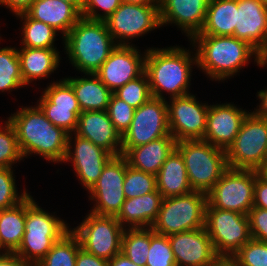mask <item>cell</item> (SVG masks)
<instances>
[{
  "label": "cell",
  "mask_w": 267,
  "mask_h": 266,
  "mask_svg": "<svg viewBox=\"0 0 267 266\" xmlns=\"http://www.w3.org/2000/svg\"><path fill=\"white\" fill-rule=\"evenodd\" d=\"M189 41L196 49L197 67L210 80L234 77L252 56L259 67H267V61L252 46L234 36L195 35Z\"/></svg>",
  "instance_id": "cell-1"
},
{
  "label": "cell",
  "mask_w": 267,
  "mask_h": 266,
  "mask_svg": "<svg viewBox=\"0 0 267 266\" xmlns=\"http://www.w3.org/2000/svg\"><path fill=\"white\" fill-rule=\"evenodd\" d=\"M7 119L14 126L23 158L34 153L49 162H64L69 133L53 125L37 105L20 107Z\"/></svg>",
  "instance_id": "cell-2"
},
{
  "label": "cell",
  "mask_w": 267,
  "mask_h": 266,
  "mask_svg": "<svg viewBox=\"0 0 267 266\" xmlns=\"http://www.w3.org/2000/svg\"><path fill=\"white\" fill-rule=\"evenodd\" d=\"M194 65L197 66V59L196 53L192 50L177 45L148 48L144 72L148 78L152 97L166 99L163 92H167L170 98L192 94L189 88Z\"/></svg>",
  "instance_id": "cell-3"
},
{
  "label": "cell",
  "mask_w": 267,
  "mask_h": 266,
  "mask_svg": "<svg viewBox=\"0 0 267 266\" xmlns=\"http://www.w3.org/2000/svg\"><path fill=\"white\" fill-rule=\"evenodd\" d=\"M63 39L69 63L84 74H95L117 46L105 21L83 17Z\"/></svg>",
  "instance_id": "cell-4"
},
{
  "label": "cell",
  "mask_w": 267,
  "mask_h": 266,
  "mask_svg": "<svg viewBox=\"0 0 267 266\" xmlns=\"http://www.w3.org/2000/svg\"><path fill=\"white\" fill-rule=\"evenodd\" d=\"M70 230L63 219L43 210L29 194L26 197L25 233L14 253L23 261L35 266Z\"/></svg>",
  "instance_id": "cell-5"
},
{
  "label": "cell",
  "mask_w": 267,
  "mask_h": 266,
  "mask_svg": "<svg viewBox=\"0 0 267 266\" xmlns=\"http://www.w3.org/2000/svg\"><path fill=\"white\" fill-rule=\"evenodd\" d=\"M187 170L193 191L208 193L228 169L225 150L202 139L176 143Z\"/></svg>",
  "instance_id": "cell-6"
},
{
  "label": "cell",
  "mask_w": 267,
  "mask_h": 266,
  "mask_svg": "<svg viewBox=\"0 0 267 266\" xmlns=\"http://www.w3.org/2000/svg\"><path fill=\"white\" fill-rule=\"evenodd\" d=\"M206 206L207 194L200 191L163 198L151 228L165 236L200 229L205 225Z\"/></svg>",
  "instance_id": "cell-7"
},
{
  "label": "cell",
  "mask_w": 267,
  "mask_h": 266,
  "mask_svg": "<svg viewBox=\"0 0 267 266\" xmlns=\"http://www.w3.org/2000/svg\"><path fill=\"white\" fill-rule=\"evenodd\" d=\"M225 152L228 168L257 170L267 161V119L249 112Z\"/></svg>",
  "instance_id": "cell-8"
},
{
  "label": "cell",
  "mask_w": 267,
  "mask_h": 266,
  "mask_svg": "<svg viewBox=\"0 0 267 266\" xmlns=\"http://www.w3.org/2000/svg\"><path fill=\"white\" fill-rule=\"evenodd\" d=\"M256 170L228 168L207 193L206 208L248 215L254 203Z\"/></svg>",
  "instance_id": "cell-9"
},
{
  "label": "cell",
  "mask_w": 267,
  "mask_h": 266,
  "mask_svg": "<svg viewBox=\"0 0 267 266\" xmlns=\"http://www.w3.org/2000/svg\"><path fill=\"white\" fill-rule=\"evenodd\" d=\"M205 230L217 255H234L250 239L248 215L206 208Z\"/></svg>",
  "instance_id": "cell-10"
},
{
  "label": "cell",
  "mask_w": 267,
  "mask_h": 266,
  "mask_svg": "<svg viewBox=\"0 0 267 266\" xmlns=\"http://www.w3.org/2000/svg\"><path fill=\"white\" fill-rule=\"evenodd\" d=\"M80 225L71 228L78 237L81 248L97 257L110 260L121 252L124 227L115 216L88 213Z\"/></svg>",
  "instance_id": "cell-11"
},
{
  "label": "cell",
  "mask_w": 267,
  "mask_h": 266,
  "mask_svg": "<svg viewBox=\"0 0 267 266\" xmlns=\"http://www.w3.org/2000/svg\"><path fill=\"white\" fill-rule=\"evenodd\" d=\"M167 100L151 97L135 109L129 129L122 135L121 155L129 149L171 135Z\"/></svg>",
  "instance_id": "cell-12"
},
{
  "label": "cell",
  "mask_w": 267,
  "mask_h": 266,
  "mask_svg": "<svg viewBox=\"0 0 267 266\" xmlns=\"http://www.w3.org/2000/svg\"><path fill=\"white\" fill-rule=\"evenodd\" d=\"M104 21L117 45H130L129 40L161 27L159 3L137 5L122 2Z\"/></svg>",
  "instance_id": "cell-13"
},
{
  "label": "cell",
  "mask_w": 267,
  "mask_h": 266,
  "mask_svg": "<svg viewBox=\"0 0 267 266\" xmlns=\"http://www.w3.org/2000/svg\"><path fill=\"white\" fill-rule=\"evenodd\" d=\"M128 162L123 155L113 156L104 166L98 181L88 191L90 200L96 201L91 213L117 216L125 202L124 179Z\"/></svg>",
  "instance_id": "cell-14"
},
{
  "label": "cell",
  "mask_w": 267,
  "mask_h": 266,
  "mask_svg": "<svg viewBox=\"0 0 267 266\" xmlns=\"http://www.w3.org/2000/svg\"><path fill=\"white\" fill-rule=\"evenodd\" d=\"M195 97L188 94L170 98L167 102L169 130L177 142L204 137L209 105Z\"/></svg>",
  "instance_id": "cell-15"
},
{
  "label": "cell",
  "mask_w": 267,
  "mask_h": 266,
  "mask_svg": "<svg viewBox=\"0 0 267 266\" xmlns=\"http://www.w3.org/2000/svg\"><path fill=\"white\" fill-rule=\"evenodd\" d=\"M49 84L36 105L53 125L74 133L82 111L72 86L64 78Z\"/></svg>",
  "instance_id": "cell-16"
},
{
  "label": "cell",
  "mask_w": 267,
  "mask_h": 266,
  "mask_svg": "<svg viewBox=\"0 0 267 266\" xmlns=\"http://www.w3.org/2000/svg\"><path fill=\"white\" fill-rule=\"evenodd\" d=\"M139 51L133 44L117 45L95 73L112 93L144 72L146 50Z\"/></svg>",
  "instance_id": "cell-17"
},
{
  "label": "cell",
  "mask_w": 267,
  "mask_h": 266,
  "mask_svg": "<svg viewBox=\"0 0 267 266\" xmlns=\"http://www.w3.org/2000/svg\"><path fill=\"white\" fill-rule=\"evenodd\" d=\"M73 138L74 142H72ZM73 143L74 145H72ZM112 157V154L96 146L90 140L75 133L68 135L67 153L64 162L71 161L76 177L79 178L86 190L89 191L98 181L104 166Z\"/></svg>",
  "instance_id": "cell-18"
},
{
  "label": "cell",
  "mask_w": 267,
  "mask_h": 266,
  "mask_svg": "<svg viewBox=\"0 0 267 266\" xmlns=\"http://www.w3.org/2000/svg\"><path fill=\"white\" fill-rule=\"evenodd\" d=\"M233 36L247 42L267 61V7L261 0H237Z\"/></svg>",
  "instance_id": "cell-19"
},
{
  "label": "cell",
  "mask_w": 267,
  "mask_h": 266,
  "mask_svg": "<svg viewBox=\"0 0 267 266\" xmlns=\"http://www.w3.org/2000/svg\"><path fill=\"white\" fill-rule=\"evenodd\" d=\"M248 113L231 103L209 105L206 130L202 140L226 151L235 141Z\"/></svg>",
  "instance_id": "cell-20"
},
{
  "label": "cell",
  "mask_w": 267,
  "mask_h": 266,
  "mask_svg": "<svg viewBox=\"0 0 267 266\" xmlns=\"http://www.w3.org/2000/svg\"><path fill=\"white\" fill-rule=\"evenodd\" d=\"M176 266H207L216 256L205 227L168 236Z\"/></svg>",
  "instance_id": "cell-21"
},
{
  "label": "cell",
  "mask_w": 267,
  "mask_h": 266,
  "mask_svg": "<svg viewBox=\"0 0 267 266\" xmlns=\"http://www.w3.org/2000/svg\"><path fill=\"white\" fill-rule=\"evenodd\" d=\"M161 27L177 25L188 39L200 33L206 19L209 0H158Z\"/></svg>",
  "instance_id": "cell-22"
},
{
  "label": "cell",
  "mask_w": 267,
  "mask_h": 266,
  "mask_svg": "<svg viewBox=\"0 0 267 266\" xmlns=\"http://www.w3.org/2000/svg\"><path fill=\"white\" fill-rule=\"evenodd\" d=\"M74 133L113 156L121 155L122 136L110 120L107 110L81 112Z\"/></svg>",
  "instance_id": "cell-23"
},
{
  "label": "cell",
  "mask_w": 267,
  "mask_h": 266,
  "mask_svg": "<svg viewBox=\"0 0 267 266\" xmlns=\"http://www.w3.org/2000/svg\"><path fill=\"white\" fill-rule=\"evenodd\" d=\"M26 13L32 19L61 32L62 39L82 18V14L73 5L61 0H35Z\"/></svg>",
  "instance_id": "cell-24"
},
{
  "label": "cell",
  "mask_w": 267,
  "mask_h": 266,
  "mask_svg": "<svg viewBox=\"0 0 267 266\" xmlns=\"http://www.w3.org/2000/svg\"><path fill=\"white\" fill-rule=\"evenodd\" d=\"M177 141L172 135H166L129 149L123 156L128 165L146 173L157 175L162 164L176 148Z\"/></svg>",
  "instance_id": "cell-25"
},
{
  "label": "cell",
  "mask_w": 267,
  "mask_h": 266,
  "mask_svg": "<svg viewBox=\"0 0 267 266\" xmlns=\"http://www.w3.org/2000/svg\"><path fill=\"white\" fill-rule=\"evenodd\" d=\"M163 201L156 190L143 196L125 199L116 219L126 229L152 227ZM128 224V225H127Z\"/></svg>",
  "instance_id": "cell-26"
},
{
  "label": "cell",
  "mask_w": 267,
  "mask_h": 266,
  "mask_svg": "<svg viewBox=\"0 0 267 266\" xmlns=\"http://www.w3.org/2000/svg\"><path fill=\"white\" fill-rule=\"evenodd\" d=\"M17 51L25 86L34 80L49 77L59 67L61 57L57 48L20 47Z\"/></svg>",
  "instance_id": "cell-27"
},
{
  "label": "cell",
  "mask_w": 267,
  "mask_h": 266,
  "mask_svg": "<svg viewBox=\"0 0 267 266\" xmlns=\"http://www.w3.org/2000/svg\"><path fill=\"white\" fill-rule=\"evenodd\" d=\"M157 190L163 198L180 196L192 190L184 160L175 148L156 175Z\"/></svg>",
  "instance_id": "cell-28"
},
{
  "label": "cell",
  "mask_w": 267,
  "mask_h": 266,
  "mask_svg": "<svg viewBox=\"0 0 267 266\" xmlns=\"http://www.w3.org/2000/svg\"><path fill=\"white\" fill-rule=\"evenodd\" d=\"M85 76L64 78L72 86L81 111L107 110L113 93L96 74L87 73Z\"/></svg>",
  "instance_id": "cell-29"
},
{
  "label": "cell",
  "mask_w": 267,
  "mask_h": 266,
  "mask_svg": "<svg viewBox=\"0 0 267 266\" xmlns=\"http://www.w3.org/2000/svg\"><path fill=\"white\" fill-rule=\"evenodd\" d=\"M237 24V0H209L206 19L196 35L233 36Z\"/></svg>",
  "instance_id": "cell-30"
},
{
  "label": "cell",
  "mask_w": 267,
  "mask_h": 266,
  "mask_svg": "<svg viewBox=\"0 0 267 266\" xmlns=\"http://www.w3.org/2000/svg\"><path fill=\"white\" fill-rule=\"evenodd\" d=\"M26 198L18 205L0 211V252L14 253L25 233Z\"/></svg>",
  "instance_id": "cell-31"
},
{
  "label": "cell",
  "mask_w": 267,
  "mask_h": 266,
  "mask_svg": "<svg viewBox=\"0 0 267 266\" xmlns=\"http://www.w3.org/2000/svg\"><path fill=\"white\" fill-rule=\"evenodd\" d=\"M21 18L23 26L22 33V47L29 48H56L54 45L57 31L51 26L32 19L27 13L16 15Z\"/></svg>",
  "instance_id": "cell-32"
},
{
  "label": "cell",
  "mask_w": 267,
  "mask_h": 266,
  "mask_svg": "<svg viewBox=\"0 0 267 266\" xmlns=\"http://www.w3.org/2000/svg\"><path fill=\"white\" fill-rule=\"evenodd\" d=\"M151 244V227L126 228L121 240V252L138 266H146Z\"/></svg>",
  "instance_id": "cell-33"
},
{
  "label": "cell",
  "mask_w": 267,
  "mask_h": 266,
  "mask_svg": "<svg viewBox=\"0 0 267 266\" xmlns=\"http://www.w3.org/2000/svg\"><path fill=\"white\" fill-rule=\"evenodd\" d=\"M81 248L78 237L70 230L58 240L45 257L35 266H75Z\"/></svg>",
  "instance_id": "cell-34"
},
{
  "label": "cell",
  "mask_w": 267,
  "mask_h": 266,
  "mask_svg": "<svg viewBox=\"0 0 267 266\" xmlns=\"http://www.w3.org/2000/svg\"><path fill=\"white\" fill-rule=\"evenodd\" d=\"M23 86L17 48H0V91L11 92Z\"/></svg>",
  "instance_id": "cell-35"
},
{
  "label": "cell",
  "mask_w": 267,
  "mask_h": 266,
  "mask_svg": "<svg viewBox=\"0 0 267 266\" xmlns=\"http://www.w3.org/2000/svg\"><path fill=\"white\" fill-rule=\"evenodd\" d=\"M123 186L126 199L143 196L157 190L156 176L128 165Z\"/></svg>",
  "instance_id": "cell-36"
},
{
  "label": "cell",
  "mask_w": 267,
  "mask_h": 266,
  "mask_svg": "<svg viewBox=\"0 0 267 266\" xmlns=\"http://www.w3.org/2000/svg\"><path fill=\"white\" fill-rule=\"evenodd\" d=\"M4 126H0V168H13V164L21 161L17 134L14 126L6 120Z\"/></svg>",
  "instance_id": "cell-37"
},
{
  "label": "cell",
  "mask_w": 267,
  "mask_h": 266,
  "mask_svg": "<svg viewBox=\"0 0 267 266\" xmlns=\"http://www.w3.org/2000/svg\"><path fill=\"white\" fill-rule=\"evenodd\" d=\"M114 94L135 109L140 107L152 97L148 78L145 72H143L139 77L127 82L115 91Z\"/></svg>",
  "instance_id": "cell-38"
},
{
  "label": "cell",
  "mask_w": 267,
  "mask_h": 266,
  "mask_svg": "<svg viewBox=\"0 0 267 266\" xmlns=\"http://www.w3.org/2000/svg\"><path fill=\"white\" fill-rule=\"evenodd\" d=\"M146 266H176L168 236L155 233L152 228Z\"/></svg>",
  "instance_id": "cell-39"
},
{
  "label": "cell",
  "mask_w": 267,
  "mask_h": 266,
  "mask_svg": "<svg viewBox=\"0 0 267 266\" xmlns=\"http://www.w3.org/2000/svg\"><path fill=\"white\" fill-rule=\"evenodd\" d=\"M12 168H0V211L18 205L29 193L26 189L19 195Z\"/></svg>",
  "instance_id": "cell-40"
},
{
  "label": "cell",
  "mask_w": 267,
  "mask_h": 266,
  "mask_svg": "<svg viewBox=\"0 0 267 266\" xmlns=\"http://www.w3.org/2000/svg\"><path fill=\"white\" fill-rule=\"evenodd\" d=\"M234 256L239 266H267V242L251 238Z\"/></svg>",
  "instance_id": "cell-41"
},
{
  "label": "cell",
  "mask_w": 267,
  "mask_h": 266,
  "mask_svg": "<svg viewBox=\"0 0 267 266\" xmlns=\"http://www.w3.org/2000/svg\"><path fill=\"white\" fill-rule=\"evenodd\" d=\"M135 108L118 98L114 93L110 98L107 112L116 130L122 135L129 129Z\"/></svg>",
  "instance_id": "cell-42"
},
{
  "label": "cell",
  "mask_w": 267,
  "mask_h": 266,
  "mask_svg": "<svg viewBox=\"0 0 267 266\" xmlns=\"http://www.w3.org/2000/svg\"><path fill=\"white\" fill-rule=\"evenodd\" d=\"M121 3V0H84L82 17L89 20L104 21ZM100 8L103 11L102 13L98 11Z\"/></svg>",
  "instance_id": "cell-43"
},
{
  "label": "cell",
  "mask_w": 267,
  "mask_h": 266,
  "mask_svg": "<svg viewBox=\"0 0 267 266\" xmlns=\"http://www.w3.org/2000/svg\"><path fill=\"white\" fill-rule=\"evenodd\" d=\"M248 217L251 238L267 242V209L252 207Z\"/></svg>",
  "instance_id": "cell-44"
},
{
  "label": "cell",
  "mask_w": 267,
  "mask_h": 266,
  "mask_svg": "<svg viewBox=\"0 0 267 266\" xmlns=\"http://www.w3.org/2000/svg\"><path fill=\"white\" fill-rule=\"evenodd\" d=\"M253 207L267 209V182L258 175L254 185V203Z\"/></svg>",
  "instance_id": "cell-45"
},
{
  "label": "cell",
  "mask_w": 267,
  "mask_h": 266,
  "mask_svg": "<svg viewBox=\"0 0 267 266\" xmlns=\"http://www.w3.org/2000/svg\"><path fill=\"white\" fill-rule=\"evenodd\" d=\"M75 266H109V264L108 260L97 257L83 248H80L77 253Z\"/></svg>",
  "instance_id": "cell-46"
},
{
  "label": "cell",
  "mask_w": 267,
  "mask_h": 266,
  "mask_svg": "<svg viewBox=\"0 0 267 266\" xmlns=\"http://www.w3.org/2000/svg\"><path fill=\"white\" fill-rule=\"evenodd\" d=\"M35 0H0V5L9 8L15 15L26 13Z\"/></svg>",
  "instance_id": "cell-47"
},
{
  "label": "cell",
  "mask_w": 267,
  "mask_h": 266,
  "mask_svg": "<svg viewBox=\"0 0 267 266\" xmlns=\"http://www.w3.org/2000/svg\"><path fill=\"white\" fill-rule=\"evenodd\" d=\"M0 266H34L23 261L15 253L0 252Z\"/></svg>",
  "instance_id": "cell-48"
},
{
  "label": "cell",
  "mask_w": 267,
  "mask_h": 266,
  "mask_svg": "<svg viewBox=\"0 0 267 266\" xmlns=\"http://www.w3.org/2000/svg\"><path fill=\"white\" fill-rule=\"evenodd\" d=\"M207 266H239L234 255H217Z\"/></svg>",
  "instance_id": "cell-49"
},
{
  "label": "cell",
  "mask_w": 267,
  "mask_h": 266,
  "mask_svg": "<svg viewBox=\"0 0 267 266\" xmlns=\"http://www.w3.org/2000/svg\"><path fill=\"white\" fill-rule=\"evenodd\" d=\"M257 97L260 99V105L256 106L253 112L263 118L267 119V89L258 92Z\"/></svg>",
  "instance_id": "cell-50"
},
{
  "label": "cell",
  "mask_w": 267,
  "mask_h": 266,
  "mask_svg": "<svg viewBox=\"0 0 267 266\" xmlns=\"http://www.w3.org/2000/svg\"><path fill=\"white\" fill-rule=\"evenodd\" d=\"M109 266H138L129 260V258L122 252L115 255L112 259L108 261Z\"/></svg>",
  "instance_id": "cell-51"
},
{
  "label": "cell",
  "mask_w": 267,
  "mask_h": 266,
  "mask_svg": "<svg viewBox=\"0 0 267 266\" xmlns=\"http://www.w3.org/2000/svg\"><path fill=\"white\" fill-rule=\"evenodd\" d=\"M121 2L137 5H154L155 3H159L158 0H121Z\"/></svg>",
  "instance_id": "cell-52"
},
{
  "label": "cell",
  "mask_w": 267,
  "mask_h": 266,
  "mask_svg": "<svg viewBox=\"0 0 267 266\" xmlns=\"http://www.w3.org/2000/svg\"><path fill=\"white\" fill-rule=\"evenodd\" d=\"M256 171L258 176L267 182V161L264 162Z\"/></svg>",
  "instance_id": "cell-53"
},
{
  "label": "cell",
  "mask_w": 267,
  "mask_h": 266,
  "mask_svg": "<svg viewBox=\"0 0 267 266\" xmlns=\"http://www.w3.org/2000/svg\"><path fill=\"white\" fill-rule=\"evenodd\" d=\"M73 5L81 14L83 11L84 0H61Z\"/></svg>",
  "instance_id": "cell-54"
},
{
  "label": "cell",
  "mask_w": 267,
  "mask_h": 266,
  "mask_svg": "<svg viewBox=\"0 0 267 266\" xmlns=\"http://www.w3.org/2000/svg\"><path fill=\"white\" fill-rule=\"evenodd\" d=\"M263 3H264V5L267 7V0H261Z\"/></svg>",
  "instance_id": "cell-55"
}]
</instances>
